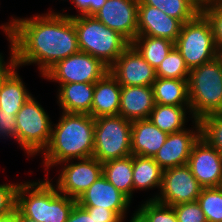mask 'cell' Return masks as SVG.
<instances>
[{"label":"cell","instance_id":"4316f807","mask_svg":"<svg viewBox=\"0 0 222 222\" xmlns=\"http://www.w3.org/2000/svg\"><path fill=\"white\" fill-rule=\"evenodd\" d=\"M131 44L154 69L174 47V42L169 39L147 35H137Z\"/></svg>","mask_w":222,"mask_h":222},{"label":"cell","instance_id":"7402d4cb","mask_svg":"<svg viewBox=\"0 0 222 222\" xmlns=\"http://www.w3.org/2000/svg\"><path fill=\"white\" fill-rule=\"evenodd\" d=\"M163 169L152 157L133 155V194L136 191L158 189L148 200H155L162 183Z\"/></svg>","mask_w":222,"mask_h":222},{"label":"cell","instance_id":"603a6c76","mask_svg":"<svg viewBox=\"0 0 222 222\" xmlns=\"http://www.w3.org/2000/svg\"><path fill=\"white\" fill-rule=\"evenodd\" d=\"M18 69L19 67H16L0 87L1 112L17 113L23 104L33 96L26 88Z\"/></svg>","mask_w":222,"mask_h":222},{"label":"cell","instance_id":"ee69618b","mask_svg":"<svg viewBox=\"0 0 222 222\" xmlns=\"http://www.w3.org/2000/svg\"><path fill=\"white\" fill-rule=\"evenodd\" d=\"M201 6L208 4L210 2H214V1H222V0H196Z\"/></svg>","mask_w":222,"mask_h":222},{"label":"cell","instance_id":"1f68e13d","mask_svg":"<svg viewBox=\"0 0 222 222\" xmlns=\"http://www.w3.org/2000/svg\"><path fill=\"white\" fill-rule=\"evenodd\" d=\"M136 209L147 222H178L172 206L164 205L156 200L143 201Z\"/></svg>","mask_w":222,"mask_h":222},{"label":"cell","instance_id":"d6986e66","mask_svg":"<svg viewBox=\"0 0 222 222\" xmlns=\"http://www.w3.org/2000/svg\"><path fill=\"white\" fill-rule=\"evenodd\" d=\"M167 136L168 133L161 131L149 118L133 121L131 130L132 155L154 158L165 143Z\"/></svg>","mask_w":222,"mask_h":222},{"label":"cell","instance_id":"8fae6325","mask_svg":"<svg viewBox=\"0 0 222 222\" xmlns=\"http://www.w3.org/2000/svg\"><path fill=\"white\" fill-rule=\"evenodd\" d=\"M202 188L188 164L168 168L163 170L161 188L155 200L168 206L195 202Z\"/></svg>","mask_w":222,"mask_h":222},{"label":"cell","instance_id":"ffe728a7","mask_svg":"<svg viewBox=\"0 0 222 222\" xmlns=\"http://www.w3.org/2000/svg\"><path fill=\"white\" fill-rule=\"evenodd\" d=\"M121 85L108 72L103 78L95 82L91 116L99 118L103 116L118 115L120 108Z\"/></svg>","mask_w":222,"mask_h":222},{"label":"cell","instance_id":"e575fe53","mask_svg":"<svg viewBox=\"0 0 222 222\" xmlns=\"http://www.w3.org/2000/svg\"><path fill=\"white\" fill-rule=\"evenodd\" d=\"M20 183L0 184V216L9 214L17 206V190Z\"/></svg>","mask_w":222,"mask_h":222},{"label":"cell","instance_id":"7bdbcfd3","mask_svg":"<svg viewBox=\"0 0 222 222\" xmlns=\"http://www.w3.org/2000/svg\"><path fill=\"white\" fill-rule=\"evenodd\" d=\"M19 222H36L33 219H30L26 216H24L20 211H19Z\"/></svg>","mask_w":222,"mask_h":222},{"label":"cell","instance_id":"52a82bcc","mask_svg":"<svg viewBox=\"0 0 222 222\" xmlns=\"http://www.w3.org/2000/svg\"><path fill=\"white\" fill-rule=\"evenodd\" d=\"M17 143L28 156H38L49 144L53 122L43 106L31 96L16 114Z\"/></svg>","mask_w":222,"mask_h":222},{"label":"cell","instance_id":"d4e9b609","mask_svg":"<svg viewBox=\"0 0 222 222\" xmlns=\"http://www.w3.org/2000/svg\"><path fill=\"white\" fill-rule=\"evenodd\" d=\"M103 176L131 201L133 198V155L102 163Z\"/></svg>","mask_w":222,"mask_h":222},{"label":"cell","instance_id":"ba28073f","mask_svg":"<svg viewBox=\"0 0 222 222\" xmlns=\"http://www.w3.org/2000/svg\"><path fill=\"white\" fill-rule=\"evenodd\" d=\"M131 130L132 122L120 115L95 118L93 157L103 163L131 155Z\"/></svg>","mask_w":222,"mask_h":222},{"label":"cell","instance_id":"74e56055","mask_svg":"<svg viewBox=\"0 0 222 222\" xmlns=\"http://www.w3.org/2000/svg\"><path fill=\"white\" fill-rule=\"evenodd\" d=\"M97 222H124L114 211L98 207H83Z\"/></svg>","mask_w":222,"mask_h":222},{"label":"cell","instance_id":"f6af8a7d","mask_svg":"<svg viewBox=\"0 0 222 222\" xmlns=\"http://www.w3.org/2000/svg\"><path fill=\"white\" fill-rule=\"evenodd\" d=\"M218 56L222 59V50H219Z\"/></svg>","mask_w":222,"mask_h":222},{"label":"cell","instance_id":"cb8c5ba5","mask_svg":"<svg viewBox=\"0 0 222 222\" xmlns=\"http://www.w3.org/2000/svg\"><path fill=\"white\" fill-rule=\"evenodd\" d=\"M154 101L171 106H190L188 79L159 78L152 85Z\"/></svg>","mask_w":222,"mask_h":222},{"label":"cell","instance_id":"d6a6232c","mask_svg":"<svg viewBox=\"0 0 222 222\" xmlns=\"http://www.w3.org/2000/svg\"><path fill=\"white\" fill-rule=\"evenodd\" d=\"M201 12L211 23L218 51L222 50V1H214L201 6Z\"/></svg>","mask_w":222,"mask_h":222},{"label":"cell","instance_id":"7c38bea8","mask_svg":"<svg viewBox=\"0 0 222 222\" xmlns=\"http://www.w3.org/2000/svg\"><path fill=\"white\" fill-rule=\"evenodd\" d=\"M109 72L121 86H152L157 78L156 69L132 44L109 67Z\"/></svg>","mask_w":222,"mask_h":222},{"label":"cell","instance_id":"836d02e7","mask_svg":"<svg viewBox=\"0 0 222 222\" xmlns=\"http://www.w3.org/2000/svg\"><path fill=\"white\" fill-rule=\"evenodd\" d=\"M178 222H207L199 203L188 202L172 206Z\"/></svg>","mask_w":222,"mask_h":222},{"label":"cell","instance_id":"f35d334b","mask_svg":"<svg viewBox=\"0 0 222 222\" xmlns=\"http://www.w3.org/2000/svg\"><path fill=\"white\" fill-rule=\"evenodd\" d=\"M10 48V57L8 59V62L4 60L5 56L0 52V87L3 83V81L6 79V77L17 67L15 55L13 49L9 46Z\"/></svg>","mask_w":222,"mask_h":222},{"label":"cell","instance_id":"e0dca14e","mask_svg":"<svg viewBox=\"0 0 222 222\" xmlns=\"http://www.w3.org/2000/svg\"><path fill=\"white\" fill-rule=\"evenodd\" d=\"M137 35L166 38L175 42L180 34L183 23L156 7L138 5Z\"/></svg>","mask_w":222,"mask_h":222},{"label":"cell","instance_id":"f1b7e54d","mask_svg":"<svg viewBox=\"0 0 222 222\" xmlns=\"http://www.w3.org/2000/svg\"><path fill=\"white\" fill-rule=\"evenodd\" d=\"M197 202L207 222H222V186L202 188Z\"/></svg>","mask_w":222,"mask_h":222},{"label":"cell","instance_id":"3957f363","mask_svg":"<svg viewBox=\"0 0 222 222\" xmlns=\"http://www.w3.org/2000/svg\"><path fill=\"white\" fill-rule=\"evenodd\" d=\"M46 178L20 182L16 208L36 222H66L77 200L59 193L53 179Z\"/></svg>","mask_w":222,"mask_h":222},{"label":"cell","instance_id":"30bf717a","mask_svg":"<svg viewBox=\"0 0 222 222\" xmlns=\"http://www.w3.org/2000/svg\"><path fill=\"white\" fill-rule=\"evenodd\" d=\"M58 165L60 171L54 185L59 193L75 200L103 175V165L95 157L67 160Z\"/></svg>","mask_w":222,"mask_h":222},{"label":"cell","instance_id":"60d3db41","mask_svg":"<svg viewBox=\"0 0 222 222\" xmlns=\"http://www.w3.org/2000/svg\"><path fill=\"white\" fill-rule=\"evenodd\" d=\"M0 222H19V210L16 208L13 212L0 216Z\"/></svg>","mask_w":222,"mask_h":222},{"label":"cell","instance_id":"f546056e","mask_svg":"<svg viewBox=\"0 0 222 222\" xmlns=\"http://www.w3.org/2000/svg\"><path fill=\"white\" fill-rule=\"evenodd\" d=\"M189 68L182 55L174 46L156 69V77L171 79H188Z\"/></svg>","mask_w":222,"mask_h":222},{"label":"cell","instance_id":"d590c367","mask_svg":"<svg viewBox=\"0 0 222 222\" xmlns=\"http://www.w3.org/2000/svg\"><path fill=\"white\" fill-rule=\"evenodd\" d=\"M16 114L1 112L0 108V139L8 140L9 138V140L13 139L17 142Z\"/></svg>","mask_w":222,"mask_h":222},{"label":"cell","instance_id":"83f0119b","mask_svg":"<svg viewBox=\"0 0 222 222\" xmlns=\"http://www.w3.org/2000/svg\"><path fill=\"white\" fill-rule=\"evenodd\" d=\"M138 5L156 7L183 24L201 12V5L196 0H139Z\"/></svg>","mask_w":222,"mask_h":222},{"label":"cell","instance_id":"b9f144b4","mask_svg":"<svg viewBox=\"0 0 222 222\" xmlns=\"http://www.w3.org/2000/svg\"><path fill=\"white\" fill-rule=\"evenodd\" d=\"M129 222H147V221L137 210H135Z\"/></svg>","mask_w":222,"mask_h":222},{"label":"cell","instance_id":"5bb4252c","mask_svg":"<svg viewBox=\"0 0 222 222\" xmlns=\"http://www.w3.org/2000/svg\"><path fill=\"white\" fill-rule=\"evenodd\" d=\"M191 122L193 127L168 134L165 143L154 156L163 170L188 163L192 148L201 137L199 120Z\"/></svg>","mask_w":222,"mask_h":222},{"label":"cell","instance_id":"4dcf8cb0","mask_svg":"<svg viewBox=\"0 0 222 222\" xmlns=\"http://www.w3.org/2000/svg\"><path fill=\"white\" fill-rule=\"evenodd\" d=\"M201 138L222 154V115L213 113L199 120Z\"/></svg>","mask_w":222,"mask_h":222},{"label":"cell","instance_id":"277c9868","mask_svg":"<svg viewBox=\"0 0 222 222\" xmlns=\"http://www.w3.org/2000/svg\"><path fill=\"white\" fill-rule=\"evenodd\" d=\"M79 51L88 53L110 67L130 43L118 32L110 29L93 15H73Z\"/></svg>","mask_w":222,"mask_h":222},{"label":"cell","instance_id":"8d00e7d4","mask_svg":"<svg viewBox=\"0 0 222 222\" xmlns=\"http://www.w3.org/2000/svg\"><path fill=\"white\" fill-rule=\"evenodd\" d=\"M106 0H73L74 9H77L79 15H93L98 11Z\"/></svg>","mask_w":222,"mask_h":222},{"label":"cell","instance_id":"6da1fadb","mask_svg":"<svg viewBox=\"0 0 222 222\" xmlns=\"http://www.w3.org/2000/svg\"><path fill=\"white\" fill-rule=\"evenodd\" d=\"M13 49L17 67L38 65L43 76L58 61L79 52L72 17L53 10L31 17H11L0 25Z\"/></svg>","mask_w":222,"mask_h":222},{"label":"cell","instance_id":"9c48e42d","mask_svg":"<svg viewBox=\"0 0 222 222\" xmlns=\"http://www.w3.org/2000/svg\"><path fill=\"white\" fill-rule=\"evenodd\" d=\"M109 72V67L88 53L79 51L58 61L42 77L59 85L95 83Z\"/></svg>","mask_w":222,"mask_h":222},{"label":"cell","instance_id":"2e32d148","mask_svg":"<svg viewBox=\"0 0 222 222\" xmlns=\"http://www.w3.org/2000/svg\"><path fill=\"white\" fill-rule=\"evenodd\" d=\"M77 203L81 207H98L112 210L124 221V219L126 220L127 210L130 209L132 201L101 175L77 199Z\"/></svg>","mask_w":222,"mask_h":222},{"label":"cell","instance_id":"7a4b0ae2","mask_svg":"<svg viewBox=\"0 0 222 222\" xmlns=\"http://www.w3.org/2000/svg\"><path fill=\"white\" fill-rule=\"evenodd\" d=\"M95 118L89 114L61 112L58 123H53L51 138L40 155L43 170L72 159L93 157Z\"/></svg>","mask_w":222,"mask_h":222},{"label":"cell","instance_id":"5b68a950","mask_svg":"<svg viewBox=\"0 0 222 222\" xmlns=\"http://www.w3.org/2000/svg\"><path fill=\"white\" fill-rule=\"evenodd\" d=\"M188 94L194 120L222 111V59L219 56L190 70Z\"/></svg>","mask_w":222,"mask_h":222},{"label":"cell","instance_id":"44dd1931","mask_svg":"<svg viewBox=\"0 0 222 222\" xmlns=\"http://www.w3.org/2000/svg\"><path fill=\"white\" fill-rule=\"evenodd\" d=\"M58 87L57 104L62 112L91 115L95 83H67Z\"/></svg>","mask_w":222,"mask_h":222},{"label":"cell","instance_id":"9a60e30c","mask_svg":"<svg viewBox=\"0 0 222 222\" xmlns=\"http://www.w3.org/2000/svg\"><path fill=\"white\" fill-rule=\"evenodd\" d=\"M187 164L203 188L222 186L221 153L203 138L194 144Z\"/></svg>","mask_w":222,"mask_h":222},{"label":"cell","instance_id":"4fadbf2b","mask_svg":"<svg viewBox=\"0 0 222 222\" xmlns=\"http://www.w3.org/2000/svg\"><path fill=\"white\" fill-rule=\"evenodd\" d=\"M138 4L139 0H106L93 16L131 44L138 32Z\"/></svg>","mask_w":222,"mask_h":222},{"label":"cell","instance_id":"484cf974","mask_svg":"<svg viewBox=\"0 0 222 222\" xmlns=\"http://www.w3.org/2000/svg\"><path fill=\"white\" fill-rule=\"evenodd\" d=\"M187 117L194 120L193 116H191L190 106H171L155 103L149 119L161 131L170 134L185 129L187 127L186 122L188 123Z\"/></svg>","mask_w":222,"mask_h":222},{"label":"cell","instance_id":"ab89813d","mask_svg":"<svg viewBox=\"0 0 222 222\" xmlns=\"http://www.w3.org/2000/svg\"><path fill=\"white\" fill-rule=\"evenodd\" d=\"M66 222H97L93 215H89V213L81 207L78 203H76L68 217Z\"/></svg>","mask_w":222,"mask_h":222},{"label":"cell","instance_id":"ac0fdd59","mask_svg":"<svg viewBox=\"0 0 222 222\" xmlns=\"http://www.w3.org/2000/svg\"><path fill=\"white\" fill-rule=\"evenodd\" d=\"M154 106L152 86H121L118 115L126 120L148 119Z\"/></svg>","mask_w":222,"mask_h":222},{"label":"cell","instance_id":"8992f818","mask_svg":"<svg viewBox=\"0 0 222 222\" xmlns=\"http://www.w3.org/2000/svg\"><path fill=\"white\" fill-rule=\"evenodd\" d=\"M174 46L189 70L213 60L219 54L211 23L202 12L182 25Z\"/></svg>","mask_w":222,"mask_h":222}]
</instances>
